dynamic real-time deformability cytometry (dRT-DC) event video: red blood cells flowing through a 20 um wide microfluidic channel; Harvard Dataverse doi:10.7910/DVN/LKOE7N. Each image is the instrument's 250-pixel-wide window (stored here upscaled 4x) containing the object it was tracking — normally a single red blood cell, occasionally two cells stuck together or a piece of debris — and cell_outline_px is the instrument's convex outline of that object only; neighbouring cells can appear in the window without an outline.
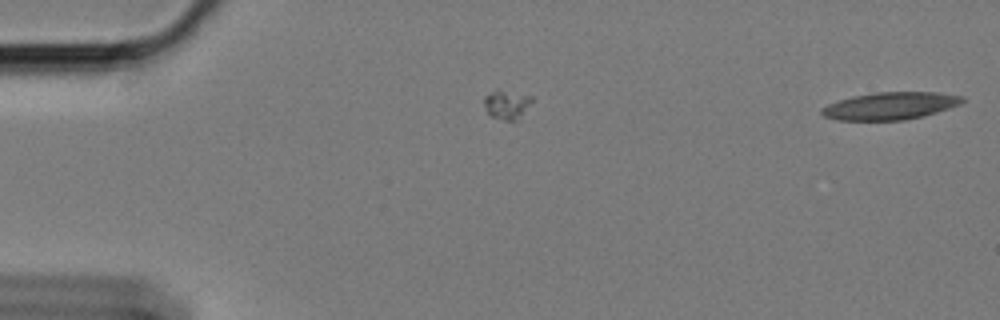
{"species": "Egyptian fruit bat (a non-hibernating species)", "species_latin": "Rousettus aegyptiacus", "temperature_condition": "cold", "stored_images_in_passage": 10, "camera_frame_rate_fps": 3000, "um_per_image_px": 0.085, "animal": {"sex": "female"}, "frame": {"image": 1, "passage_image": 10, "time_ms": 3.0, "image_size_px": [1000, 320], "cell_outline_px": [[964, 100], [960, 104], [924, 116], [904, 120], [840, 120], [824, 116], [820, 112], [820, 108], [828, 104], [852, 96], [876, 92], [936, 92], [964, 96]], "centroid_in_image_um": [75.67, 8.99], "position_along_channel_um": 9.3, "area_um2": 22.37}}